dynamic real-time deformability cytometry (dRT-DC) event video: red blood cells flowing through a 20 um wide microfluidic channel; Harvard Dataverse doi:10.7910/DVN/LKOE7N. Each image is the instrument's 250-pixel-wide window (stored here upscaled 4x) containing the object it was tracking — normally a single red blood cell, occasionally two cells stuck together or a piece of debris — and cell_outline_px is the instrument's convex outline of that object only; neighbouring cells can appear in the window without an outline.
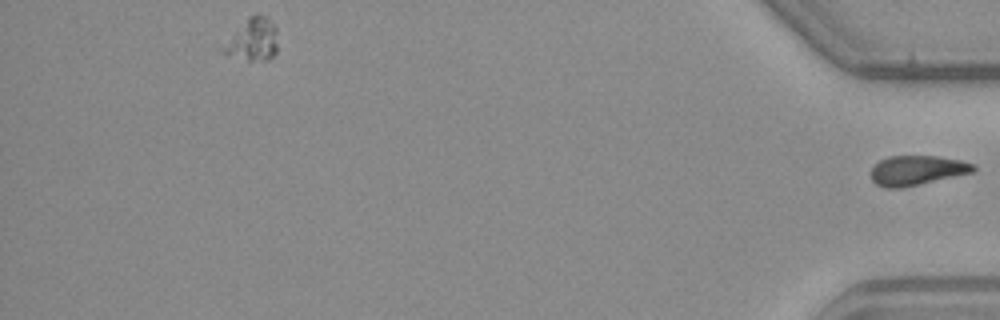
{"species": "common noctule bat (a hibernating species)", "species_latin": "Nyctalus noctula", "temperature_condition": "warm", "stored_images_in_passage": 37, "segment_of_instrument_passage": [2, 2], "camera_frame_rate_fps": 3000, "um_per_image_px": 0.085, "animal": {"sex": "male", "body_mass_g": 23.1, "forearm_length_mm": 52.7}, "frame": {"image": 1, "passage_image": 37, "time_ms": 12.0, "image_size_px": [1000, 320], "cell_outline_px": [[976, 168], [972, 172], [900, 188], [884, 188], [876, 184], [872, 180], [872, 168], [880, 160], [888, 156], [936, 156], [960, 160], [972, 164]], "centroid_in_image_um": [77.9, 14.47], "position_along_channel_um": 357.3, "area_um2": 17.34}}